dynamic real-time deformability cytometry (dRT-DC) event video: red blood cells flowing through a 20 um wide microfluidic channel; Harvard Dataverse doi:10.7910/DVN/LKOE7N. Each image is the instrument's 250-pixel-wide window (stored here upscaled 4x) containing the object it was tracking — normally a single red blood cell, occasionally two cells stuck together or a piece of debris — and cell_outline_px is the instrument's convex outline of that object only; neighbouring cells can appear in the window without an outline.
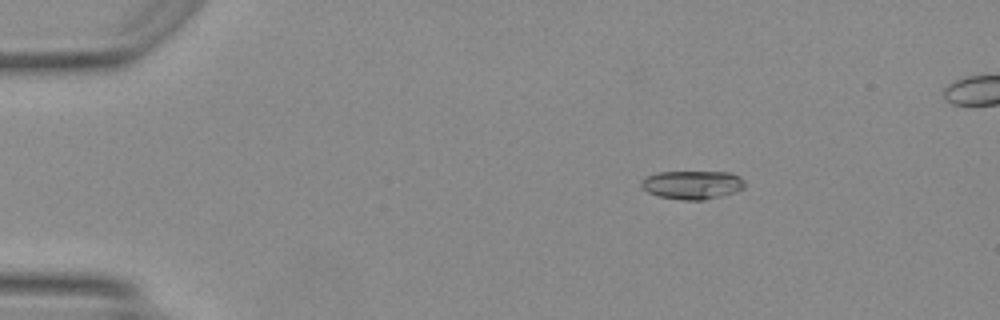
{"species": "Egyptian fruit bat (a non-hibernating species)", "species_latin": "Rousettus aegyptiacus", "temperature_condition": "warm", "stored_images_in_passage": 49, "camera_frame_rate_fps": 3000, "um_per_image_px": 0.085, "animal": {"sex": "female"}, "frame": {"image": 1, "passage_image": 8, "time_ms": 2.333, "image_size_px": [1000, 320], "cell_outline_px": [[744, 188], [736, 192], [704, 200], [684, 200], [660, 196], [648, 192], [640, 184], [640, 180], [656, 172], [732, 172], [740, 176], [744, 180]], "centroid_in_image_um": [58.87, 15.7], "position_along_channel_um": 26.1, "area_um2": 17.22}}
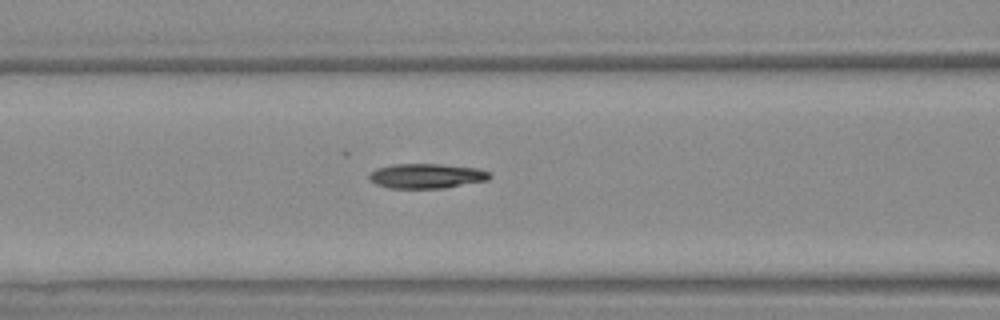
{"frame": {"image": 2, "passage_image": 21, "time_ms": 6.667, "image_size_px": [1000, 320], "cell_outline_px": [[492, 176], [488, 180], [444, 188], [388, 188], [376, 184], [368, 180], [368, 176], [376, 168], [392, 164], [440, 164], [476, 168], [488, 172]], "centroid_in_image_um": [36.22, 14.96], "position_along_channel_um": 130.4, "area_um2": 17.4}}
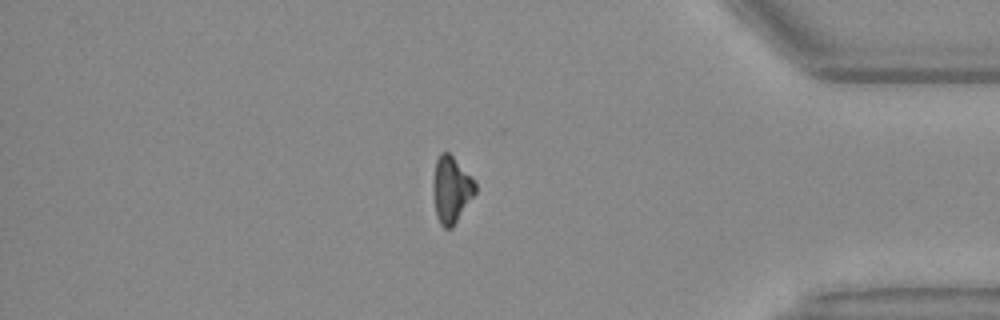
{"frame": {"image": 3, "passage_image": 42, "time_ms": 13.667, "image_size_px": [1000, 320], "cell_outline_px": [[476, 192], [452, 228], [444, 228], [440, 224], [436, 216], [432, 192], [432, 180], [436, 160], [440, 152], [448, 152], [452, 156], [476, 184]], "centroid_in_image_um": [38.31, 16.14], "position_along_channel_um": 396.9, "area_um2": 16.24}}